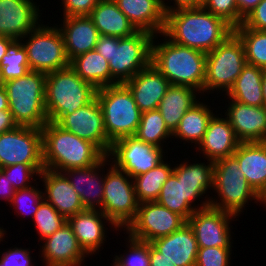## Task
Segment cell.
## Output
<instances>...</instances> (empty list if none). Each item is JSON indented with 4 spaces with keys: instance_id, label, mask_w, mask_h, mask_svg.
<instances>
[{
    "instance_id": "cell-1",
    "label": "cell",
    "mask_w": 266,
    "mask_h": 266,
    "mask_svg": "<svg viewBox=\"0 0 266 266\" xmlns=\"http://www.w3.org/2000/svg\"><path fill=\"white\" fill-rule=\"evenodd\" d=\"M191 158L174 162L173 173L163 184L156 200L158 204L180 215L186 222L197 209L210 205L209 194H212L210 192L213 190L214 162H201V158Z\"/></svg>"
},
{
    "instance_id": "cell-2",
    "label": "cell",
    "mask_w": 266,
    "mask_h": 266,
    "mask_svg": "<svg viewBox=\"0 0 266 266\" xmlns=\"http://www.w3.org/2000/svg\"><path fill=\"white\" fill-rule=\"evenodd\" d=\"M232 33L229 24L203 6L166 13L163 30L170 41L204 53L212 51Z\"/></svg>"
},
{
    "instance_id": "cell-3",
    "label": "cell",
    "mask_w": 266,
    "mask_h": 266,
    "mask_svg": "<svg viewBox=\"0 0 266 266\" xmlns=\"http://www.w3.org/2000/svg\"><path fill=\"white\" fill-rule=\"evenodd\" d=\"M151 64L169 80L170 85L191 87L203 96L206 53L178 45L160 33L152 40Z\"/></svg>"
},
{
    "instance_id": "cell-4",
    "label": "cell",
    "mask_w": 266,
    "mask_h": 266,
    "mask_svg": "<svg viewBox=\"0 0 266 266\" xmlns=\"http://www.w3.org/2000/svg\"><path fill=\"white\" fill-rule=\"evenodd\" d=\"M41 130L45 169L62 173L92 166L105 156L95 144L64 130L55 122L48 121Z\"/></svg>"
},
{
    "instance_id": "cell-5",
    "label": "cell",
    "mask_w": 266,
    "mask_h": 266,
    "mask_svg": "<svg viewBox=\"0 0 266 266\" xmlns=\"http://www.w3.org/2000/svg\"><path fill=\"white\" fill-rule=\"evenodd\" d=\"M153 37L141 30L122 38L100 35L95 50L108 61L111 77L125 83L151 63Z\"/></svg>"
},
{
    "instance_id": "cell-6",
    "label": "cell",
    "mask_w": 266,
    "mask_h": 266,
    "mask_svg": "<svg viewBox=\"0 0 266 266\" xmlns=\"http://www.w3.org/2000/svg\"><path fill=\"white\" fill-rule=\"evenodd\" d=\"M211 193L210 206L231 213L238 219L244 214V210L247 214L246 208L251 205V201L261 205L259 195L249 185L233 155L214 162Z\"/></svg>"
},
{
    "instance_id": "cell-7",
    "label": "cell",
    "mask_w": 266,
    "mask_h": 266,
    "mask_svg": "<svg viewBox=\"0 0 266 266\" xmlns=\"http://www.w3.org/2000/svg\"><path fill=\"white\" fill-rule=\"evenodd\" d=\"M96 92L97 89L71 67L46 74L45 108L48 121L56 122L62 115H71L90 103Z\"/></svg>"
},
{
    "instance_id": "cell-8",
    "label": "cell",
    "mask_w": 266,
    "mask_h": 266,
    "mask_svg": "<svg viewBox=\"0 0 266 266\" xmlns=\"http://www.w3.org/2000/svg\"><path fill=\"white\" fill-rule=\"evenodd\" d=\"M45 80V73L29 71L25 76L5 82L9 110L18 126L41 129L48 122Z\"/></svg>"
},
{
    "instance_id": "cell-9",
    "label": "cell",
    "mask_w": 266,
    "mask_h": 266,
    "mask_svg": "<svg viewBox=\"0 0 266 266\" xmlns=\"http://www.w3.org/2000/svg\"><path fill=\"white\" fill-rule=\"evenodd\" d=\"M246 64L243 43L233 32L212 51L206 53L203 96L209 98V95L215 92L216 95L220 94L217 98L226 95Z\"/></svg>"
},
{
    "instance_id": "cell-10",
    "label": "cell",
    "mask_w": 266,
    "mask_h": 266,
    "mask_svg": "<svg viewBox=\"0 0 266 266\" xmlns=\"http://www.w3.org/2000/svg\"><path fill=\"white\" fill-rule=\"evenodd\" d=\"M96 98L101 106L107 138L114 141L135 136L141 111L124 83L97 89Z\"/></svg>"
},
{
    "instance_id": "cell-11",
    "label": "cell",
    "mask_w": 266,
    "mask_h": 266,
    "mask_svg": "<svg viewBox=\"0 0 266 266\" xmlns=\"http://www.w3.org/2000/svg\"><path fill=\"white\" fill-rule=\"evenodd\" d=\"M106 169V170H105ZM139 202L133 179L108 159L104 163V196L101 211L123 231L135 219Z\"/></svg>"
},
{
    "instance_id": "cell-12",
    "label": "cell",
    "mask_w": 266,
    "mask_h": 266,
    "mask_svg": "<svg viewBox=\"0 0 266 266\" xmlns=\"http://www.w3.org/2000/svg\"><path fill=\"white\" fill-rule=\"evenodd\" d=\"M43 23L21 39L30 70L48 74L70 67L60 29L56 23L49 22L50 26Z\"/></svg>"
},
{
    "instance_id": "cell-13",
    "label": "cell",
    "mask_w": 266,
    "mask_h": 266,
    "mask_svg": "<svg viewBox=\"0 0 266 266\" xmlns=\"http://www.w3.org/2000/svg\"><path fill=\"white\" fill-rule=\"evenodd\" d=\"M164 148L139 140L136 136H126L112 143L109 160L132 179L156 167L167 158Z\"/></svg>"
},
{
    "instance_id": "cell-14",
    "label": "cell",
    "mask_w": 266,
    "mask_h": 266,
    "mask_svg": "<svg viewBox=\"0 0 266 266\" xmlns=\"http://www.w3.org/2000/svg\"><path fill=\"white\" fill-rule=\"evenodd\" d=\"M15 164L44 165L40 128L16 126L0 134V168Z\"/></svg>"
},
{
    "instance_id": "cell-15",
    "label": "cell",
    "mask_w": 266,
    "mask_h": 266,
    "mask_svg": "<svg viewBox=\"0 0 266 266\" xmlns=\"http://www.w3.org/2000/svg\"><path fill=\"white\" fill-rule=\"evenodd\" d=\"M186 221L156 201L139 203L135 219L121 233L131 238L152 242L178 230Z\"/></svg>"
},
{
    "instance_id": "cell-16",
    "label": "cell",
    "mask_w": 266,
    "mask_h": 266,
    "mask_svg": "<svg viewBox=\"0 0 266 266\" xmlns=\"http://www.w3.org/2000/svg\"><path fill=\"white\" fill-rule=\"evenodd\" d=\"M238 217L212 206L197 209L187 220L192 227L198 248H233L232 222ZM236 219V220H235ZM232 225V226H231Z\"/></svg>"
},
{
    "instance_id": "cell-17",
    "label": "cell",
    "mask_w": 266,
    "mask_h": 266,
    "mask_svg": "<svg viewBox=\"0 0 266 266\" xmlns=\"http://www.w3.org/2000/svg\"><path fill=\"white\" fill-rule=\"evenodd\" d=\"M64 130L95 144L108 155L112 142L107 138L101 106L95 97L71 115H62L56 122Z\"/></svg>"
},
{
    "instance_id": "cell-18",
    "label": "cell",
    "mask_w": 266,
    "mask_h": 266,
    "mask_svg": "<svg viewBox=\"0 0 266 266\" xmlns=\"http://www.w3.org/2000/svg\"><path fill=\"white\" fill-rule=\"evenodd\" d=\"M79 245L84 252L93 257L101 254L108 241V231L120 234L117 226L100 210L85 209L67 219ZM109 227V228H107ZM109 229V230H108Z\"/></svg>"
},
{
    "instance_id": "cell-19",
    "label": "cell",
    "mask_w": 266,
    "mask_h": 266,
    "mask_svg": "<svg viewBox=\"0 0 266 266\" xmlns=\"http://www.w3.org/2000/svg\"><path fill=\"white\" fill-rule=\"evenodd\" d=\"M39 244L38 257L44 266H85L87 258H90L79 245L67 222Z\"/></svg>"
},
{
    "instance_id": "cell-20",
    "label": "cell",
    "mask_w": 266,
    "mask_h": 266,
    "mask_svg": "<svg viewBox=\"0 0 266 266\" xmlns=\"http://www.w3.org/2000/svg\"><path fill=\"white\" fill-rule=\"evenodd\" d=\"M37 4L35 0H0V35L21 40L35 29L44 21V8Z\"/></svg>"
},
{
    "instance_id": "cell-21",
    "label": "cell",
    "mask_w": 266,
    "mask_h": 266,
    "mask_svg": "<svg viewBox=\"0 0 266 266\" xmlns=\"http://www.w3.org/2000/svg\"><path fill=\"white\" fill-rule=\"evenodd\" d=\"M219 106L241 143L266 142V107H252L231 99ZM221 107H224L221 109ZM225 112V113H224Z\"/></svg>"
},
{
    "instance_id": "cell-22",
    "label": "cell",
    "mask_w": 266,
    "mask_h": 266,
    "mask_svg": "<svg viewBox=\"0 0 266 266\" xmlns=\"http://www.w3.org/2000/svg\"><path fill=\"white\" fill-rule=\"evenodd\" d=\"M218 111L209 121L203 139L195 150L199 158L215 162L232 156L241 143L236 137L229 120ZM198 149V150H197Z\"/></svg>"
},
{
    "instance_id": "cell-23",
    "label": "cell",
    "mask_w": 266,
    "mask_h": 266,
    "mask_svg": "<svg viewBox=\"0 0 266 266\" xmlns=\"http://www.w3.org/2000/svg\"><path fill=\"white\" fill-rule=\"evenodd\" d=\"M109 159L105 155L98 163L85 168H74L62 173L80 196L84 209L100 210L104 196V163Z\"/></svg>"
},
{
    "instance_id": "cell-24",
    "label": "cell",
    "mask_w": 266,
    "mask_h": 266,
    "mask_svg": "<svg viewBox=\"0 0 266 266\" xmlns=\"http://www.w3.org/2000/svg\"><path fill=\"white\" fill-rule=\"evenodd\" d=\"M124 84L141 112L156 110L170 86L169 80L151 63Z\"/></svg>"
},
{
    "instance_id": "cell-25",
    "label": "cell",
    "mask_w": 266,
    "mask_h": 266,
    "mask_svg": "<svg viewBox=\"0 0 266 266\" xmlns=\"http://www.w3.org/2000/svg\"><path fill=\"white\" fill-rule=\"evenodd\" d=\"M39 181H42L44 199L66 219L85 210L80 196L63 173L44 168Z\"/></svg>"
},
{
    "instance_id": "cell-26",
    "label": "cell",
    "mask_w": 266,
    "mask_h": 266,
    "mask_svg": "<svg viewBox=\"0 0 266 266\" xmlns=\"http://www.w3.org/2000/svg\"><path fill=\"white\" fill-rule=\"evenodd\" d=\"M56 24L60 29L68 59L95 49L99 31L88 15L61 17Z\"/></svg>"
},
{
    "instance_id": "cell-27",
    "label": "cell",
    "mask_w": 266,
    "mask_h": 266,
    "mask_svg": "<svg viewBox=\"0 0 266 266\" xmlns=\"http://www.w3.org/2000/svg\"><path fill=\"white\" fill-rule=\"evenodd\" d=\"M150 244L176 266H195L198 245L188 222L173 233L157 238Z\"/></svg>"
},
{
    "instance_id": "cell-28",
    "label": "cell",
    "mask_w": 266,
    "mask_h": 266,
    "mask_svg": "<svg viewBox=\"0 0 266 266\" xmlns=\"http://www.w3.org/2000/svg\"><path fill=\"white\" fill-rule=\"evenodd\" d=\"M137 30L163 33L166 14L161 0H114Z\"/></svg>"
},
{
    "instance_id": "cell-29",
    "label": "cell",
    "mask_w": 266,
    "mask_h": 266,
    "mask_svg": "<svg viewBox=\"0 0 266 266\" xmlns=\"http://www.w3.org/2000/svg\"><path fill=\"white\" fill-rule=\"evenodd\" d=\"M201 97L182 117L180 123L172 134V139H177L175 143H183L182 145L191 147L195 150L198 144L203 139V136L207 130L209 121L218 112L219 106L212 107L208 97ZM207 101V103L205 102ZM212 107V108H211ZM218 110H214L217 109ZM179 140V141H178Z\"/></svg>"
},
{
    "instance_id": "cell-30",
    "label": "cell",
    "mask_w": 266,
    "mask_h": 266,
    "mask_svg": "<svg viewBox=\"0 0 266 266\" xmlns=\"http://www.w3.org/2000/svg\"><path fill=\"white\" fill-rule=\"evenodd\" d=\"M233 156L249 185L259 195L266 186V142L240 143Z\"/></svg>"
},
{
    "instance_id": "cell-31",
    "label": "cell",
    "mask_w": 266,
    "mask_h": 266,
    "mask_svg": "<svg viewBox=\"0 0 266 266\" xmlns=\"http://www.w3.org/2000/svg\"><path fill=\"white\" fill-rule=\"evenodd\" d=\"M194 88L170 85L159 102L157 110L161 113L165 125L173 134L184 114L201 98Z\"/></svg>"
},
{
    "instance_id": "cell-32",
    "label": "cell",
    "mask_w": 266,
    "mask_h": 266,
    "mask_svg": "<svg viewBox=\"0 0 266 266\" xmlns=\"http://www.w3.org/2000/svg\"><path fill=\"white\" fill-rule=\"evenodd\" d=\"M88 16L100 35L122 38L138 31L114 0H100Z\"/></svg>"
},
{
    "instance_id": "cell-33",
    "label": "cell",
    "mask_w": 266,
    "mask_h": 266,
    "mask_svg": "<svg viewBox=\"0 0 266 266\" xmlns=\"http://www.w3.org/2000/svg\"><path fill=\"white\" fill-rule=\"evenodd\" d=\"M263 69L246 64L228 93L222 97L252 106H264L262 93Z\"/></svg>"
},
{
    "instance_id": "cell-34",
    "label": "cell",
    "mask_w": 266,
    "mask_h": 266,
    "mask_svg": "<svg viewBox=\"0 0 266 266\" xmlns=\"http://www.w3.org/2000/svg\"><path fill=\"white\" fill-rule=\"evenodd\" d=\"M70 67L96 89L118 84L111 77L108 61L95 49L73 58Z\"/></svg>"
},
{
    "instance_id": "cell-35",
    "label": "cell",
    "mask_w": 266,
    "mask_h": 266,
    "mask_svg": "<svg viewBox=\"0 0 266 266\" xmlns=\"http://www.w3.org/2000/svg\"><path fill=\"white\" fill-rule=\"evenodd\" d=\"M168 158L167 156V159L165 158L153 169L133 178L136 197L139 203L152 202L158 199L163 184L173 173L174 169V161H167Z\"/></svg>"
},
{
    "instance_id": "cell-36",
    "label": "cell",
    "mask_w": 266,
    "mask_h": 266,
    "mask_svg": "<svg viewBox=\"0 0 266 266\" xmlns=\"http://www.w3.org/2000/svg\"><path fill=\"white\" fill-rule=\"evenodd\" d=\"M135 136L147 144L166 149V152H168V149L169 152L171 151V147H168L169 145L166 144L174 143L171 138L172 133L166 127L164 119L157 109L141 113L140 123ZM167 140L170 141L167 143Z\"/></svg>"
},
{
    "instance_id": "cell-37",
    "label": "cell",
    "mask_w": 266,
    "mask_h": 266,
    "mask_svg": "<svg viewBox=\"0 0 266 266\" xmlns=\"http://www.w3.org/2000/svg\"><path fill=\"white\" fill-rule=\"evenodd\" d=\"M242 41L247 64L266 68V31L249 29L243 24L233 29Z\"/></svg>"
},
{
    "instance_id": "cell-38",
    "label": "cell",
    "mask_w": 266,
    "mask_h": 266,
    "mask_svg": "<svg viewBox=\"0 0 266 266\" xmlns=\"http://www.w3.org/2000/svg\"><path fill=\"white\" fill-rule=\"evenodd\" d=\"M4 81L25 76L30 70L27 52L21 40H13L0 62Z\"/></svg>"
},
{
    "instance_id": "cell-39",
    "label": "cell",
    "mask_w": 266,
    "mask_h": 266,
    "mask_svg": "<svg viewBox=\"0 0 266 266\" xmlns=\"http://www.w3.org/2000/svg\"><path fill=\"white\" fill-rule=\"evenodd\" d=\"M40 185L42 184L38 179L32 186L15 191L9 207L14 210L17 218H21V221L29 216L33 219V216L38 211L39 204L44 199L43 189L39 187Z\"/></svg>"
},
{
    "instance_id": "cell-40",
    "label": "cell",
    "mask_w": 266,
    "mask_h": 266,
    "mask_svg": "<svg viewBox=\"0 0 266 266\" xmlns=\"http://www.w3.org/2000/svg\"><path fill=\"white\" fill-rule=\"evenodd\" d=\"M125 235L126 240L124 239V241L127 243L123 242L126 245L124 253L120 254V250L118 253L115 252L111 256L114 257L111 258L113 260H111L110 266H150L149 243Z\"/></svg>"
},
{
    "instance_id": "cell-41",
    "label": "cell",
    "mask_w": 266,
    "mask_h": 266,
    "mask_svg": "<svg viewBox=\"0 0 266 266\" xmlns=\"http://www.w3.org/2000/svg\"><path fill=\"white\" fill-rule=\"evenodd\" d=\"M32 225L36 229L39 243L44 238L52 235L55 231L59 230L66 222L67 219L63 217L49 202L43 199L38 211L33 216Z\"/></svg>"
},
{
    "instance_id": "cell-42",
    "label": "cell",
    "mask_w": 266,
    "mask_h": 266,
    "mask_svg": "<svg viewBox=\"0 0 266 266\" xmlns=\"http://www.w3.org/2000/svg\"><path fill=\"white\" fill-rule=\"evenodd\" d=\"M0 170L8 176V180L15 190L32 186L44 170V165L15 164L2 167Z\"/></svg>"
},
{
    "instance_id": "cell-43",
    "label": "cell",
    "mask_w": 266,
    "mask_h": 266,
    "mask_svg": "<svg viewBox=\"0 0 266 266\" xmlns=\"http://www.w3.org/2000/svg\"><path fill=\"white\" fill-rule=\"evenodd\" d=\"M202 6L213 15L222 18L233 29L239 26L236 0H206Z\"/></svg>"
},
{
    "instance_id": "cell-44",
    "label": "cell",
    "mask_w": 266,
    "mask_h": 266,
    "mask_svg": "<svg viewBox=\"0 0 266 266\" xmlns=\"http://www.w3.org/2000/svg\"><path fill=\"white\" fill-rule=\"evenodd\" d=\"M232 248H198L195 266H231Z\"/></svg>"
},
{
    "instance_id": "cell-45",
    "label": "cell",
    "mask_w": 266,
    "mask_h": 266,
    "mask_svg": "<svg viewBox=\"0 0 266 266\" xmlns=\"http://www.w3.org/2000/svg\"><path fill=\"white\" fill-rule=\"evenodd\" d=\"M32 254L34 253L31 252V248L19 247V245L3 249L0 252V266H35L36 259H33L35 256L32 257Z\"/></svg>"
},
{
    "instance_id": "cell-46",
    "label": "cell",
    "mask_w": 266,
    "mask_h": 266,
    "mask_svg": "<svg viewBox=\"0 0 266 266\" xmlns=\"http://www.w3.org/2000/svg\"><path fill=\"white\" fill-rule=\"evenodd\" d=\"M61 1V2H60ZM100 0H59L61 17L89 15ZM63 15V16H62Z\"/></svg>"
},
{
    "instance_id": "cell-47",
    "label": "cell",
    "mask_w": 266,
    "mask_h": 266,
    "mask_svg": "<svg viewBox=\"0 0 266 266\" xmlns=\"http://www.w3.org/2000/svg\"><path fill=\"white\" fill-rule=\"evenodd\" d=\"M242 24L249 29L266 31V0H261L244 18Z\"/></svg>"
},
{
    "instance_id": "cell-48",
    "label": "cell",
    "mask_w": 266,
    "mask_h": 266,
    "mask_svg": "<svg viewBox=\"0 0 266 266\" xmlns=\"http://www.w3.org/2000/svg\"><path fill=\"white\" fill-rule=\"evenodd\" d=\"M201 6L202 4L198 0H167L163 2L165 14L179 9L198 8Z\"/></svg>"
},
{
    "instance_id": "cell-49",
    "label": "cell",
    "mask_w": 266,
    "mask_h": 266,
    "mask_svg": "<svg viewBox=\"0 0 266 266\" xmlns=\"http://www.w3.org/2000/svg\"><path fill=\"white\" fill-rule=\"evenodd\" d=\"M15 191L8 176L0 170V199L6 203V206L10 205Z\"/></svg>"
},
{
    "instance_id": "cell-50",
    "label": "cell",
    "mask_w": 266,
    "mask_h": 266,
    "mask_svg": "<svg viewBox=\"0 0 266 266\" xmlns=\"http://www.w3.org/2000/svg\"><path fill=\"white\" fill-rule=\"evenodd\" d=\"M239 10V26L244 18L259 4L261 0H236Z\"/></svg>"
},
{
    "instance_id": "cell-51",
    "label": "cell",
    "mask_w": 266,
    "mask_h": 266,
    "mask_svg": "<svg viewBox=\"0 0 266 266\" xmlns=\"http://www.w3.org/2000/svg\"><path fill=\"white\" fill-rule=\"evenodd\" d=\"M150 266H176L149 243Z\"/></svg>"
},
{
    "instance_id": "cell-52",
    "label": "cell",
    "mask_w": 266,
    "mask_h": 266,
    "mask_svg": "<svg viewBox=\"0 0 266 266\" xmlns=\"http://www.w3.org/2000/svg\"><path fill=\"white\" fill-rule=\"evenodd\" d=\"M18 126L12 117L10 110H0V134L10 131Z\"/></svg>"
},
{
    "instance_id": "cell-53",
    "label": "cell",
    "mask_w": 266,
    "mask_h": 266,
    "mask_svg": "<svg viewBox=\"0 0 266 266\" xmlns=\"http://www.w3.org/2000/svg\"><path fill=\"white\" fill-rule=\"evenodd\" d=\"M13 40L14 39L10 37L0 35V62H1L2 57L6 54L9 44Z\"/></svg>"
},
{
    "instance_id": "cell-54",
    "label": "cell",
    "mask_w": 266,
    "mask_h": 266,
    "mask_svg": "<svg viewBox=\"0 0 266 266\" xmlns=\"http://www.w3.org/2000/svg\"><path fill=\"white\" fill-rule=\"evenodd\" d=\"M0 110H9V102L5 87L0 88Z\"/></svg>"
},
{
    "instance_id": "cell-55",
    "label": "cell",
    "mask_w": 266,
    "mask_h": 266,
    "mask_svg": "<svg viewBox=\"0 0 266 266\" xmlns=\"http://www.w3.org/2000/svg\"><path fill=\"white\" fill-rule=\"evenodd\" d=\"M262 93H263V99H264V106L266 107V68L263 69Z\"/></svg>"
},
{
    "instance_id": "cell-56",
    "label": "cell",
    "mask_w": 266,
    "mask_h": 266,
    "mask_svg": "<svg viewBox=\"0 0 266 266\" xmlns=\"http://www.w3.org/2000/svg\"><path fill=\"white\" fill-rule=\"evenodd\" d=\"M259 200L261 203V207L264 206L263 208H265L264 210H266V186H265L264 190L259 194Z\"/></svg>"
},
{
    "instance_id": "cell-57",
    "label": "cell",
    "mask_w": 266,
    "mask_h": 266,
    "mask_svg": "<svg viewBox=\"0 0 266 266\" xmlns=\"http://www.w3.org/2000/svg\"><path fill=\"white\" fill-rule=\"evenodd\" d=\"M6 228H3V225L0 226V244H2L1 242H6V237H7V232L8 230L6 231L5 230Z\"/></svg>"
},
{
    "instance_id": "cell-58",
    "label": "cell",
    "mask_w": 266,
    "mask_h": 266,
    "mask_svg": "<svg viewBox=\"0 0 266 266\" xmlns=\"http://www.w3.org/2000/svg\"><path fill=\"white\" fill-rule=\"evenodd\" d=\"M3 87H5V81L3 79L2 70L0 68V88H3Z\"/></svg>"
},
{
    "instance_id": "cell-59",
    "label": "cell",
    "mask_w": 266,
    "mask_h": 266,
    "mask_svg": "<svg viewBox=\"0 0 266 266\" xmlns=\"http://www.w3.org/2000/svg\"><path fill=\"white\" fill-rule=\"evenodd\" d=\"M198 1L203 5L206 0H198Z\"/></svg>"
}]
</instances>
